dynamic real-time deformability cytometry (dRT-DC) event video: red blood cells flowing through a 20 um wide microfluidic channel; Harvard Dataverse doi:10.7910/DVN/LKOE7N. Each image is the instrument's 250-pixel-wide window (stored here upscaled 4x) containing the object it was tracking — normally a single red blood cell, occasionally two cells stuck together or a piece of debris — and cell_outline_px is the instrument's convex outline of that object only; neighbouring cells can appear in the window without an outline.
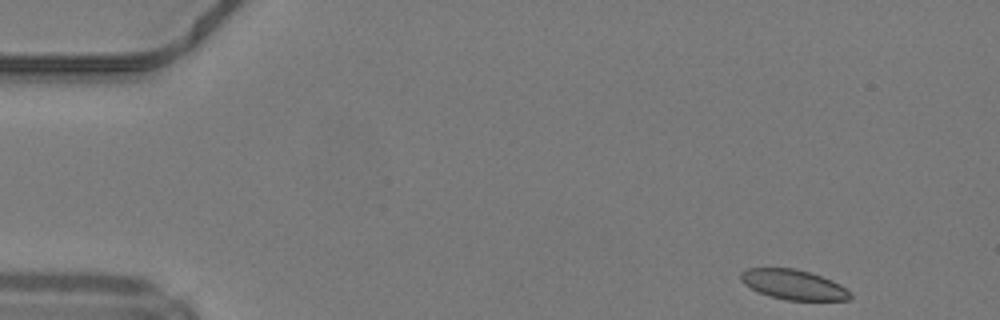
{"species": "common noctule bat (a hibernating species)", "species_latin": "Nyctalus noctula", "temperature_condition": "warm", "stored_images_in_passage": 45, "camera_frame_rate_fps": 3000, "um_per_image_px": 0.085, "animal": {"sex": "male", "body_mass_g": 19.2, "forearm_length_mm": 51.8}, "frame": {"image": 1, "passage_image": 1, "time_ms": 0.0, "image_size_px": [1000, 320], "cell_outline_px": [[852, 296], [848, 300], [788, 300], [772, 296], [760, 292], [744, 284], [740, 280], [740, 272], [748, 268], [796, 268], [812, 272], [832, 280], [840, 284]], "centroid_in_image_um": [67.44, 24.17], "position_along_channel_um": 17.6, "area_um2": 18.96}}
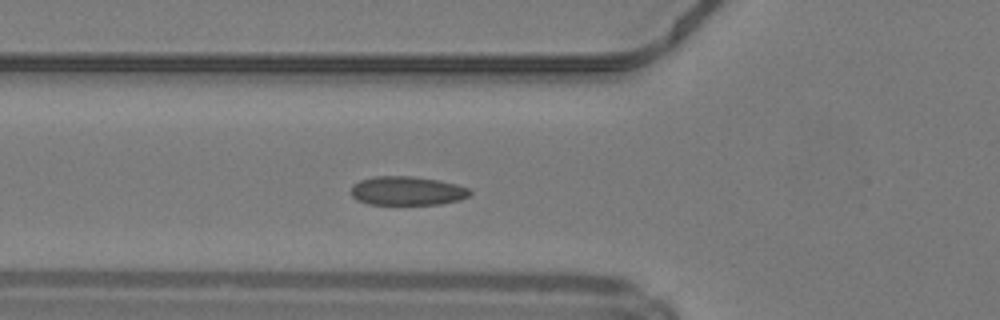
{"frame": {"image": 2, "passage_image": 14, "time_ms": 4.333, "image_size_px": [1000, 320], "cell_outline_px": [[472, 192], [468, 196], [460, 200], [440, 204], [368, 204], [356, 200], [348, 192], [352, 184], [360, 180], [372, 176], [412, 176], [440, 180], [456, 184], [468, 188]], "centroid_in_image_um": [34.56, 16.21], "position_along_channel_um": 91.2, "area_um2": 20.29}}
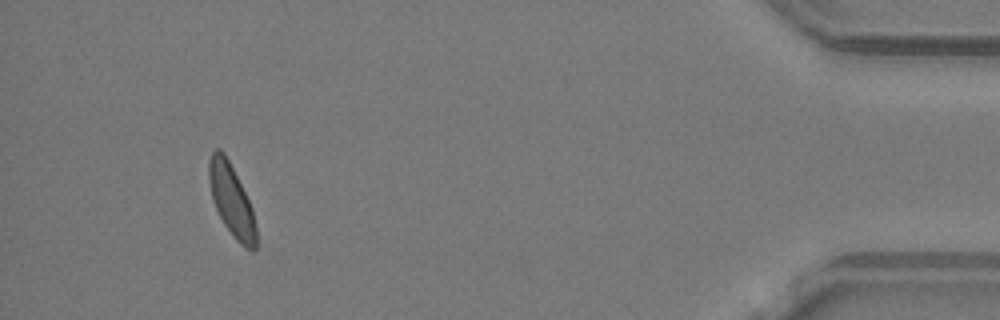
{"frame": {"image": 3, "passage_image": 42, "time_ms": 13.667, "image_size_px": [1000, 320], "cell_outline_px": [[256, 248], [252, 252], [244, 248], [232, 236], [224, 224], [212, 200], [208, 180], [208, 160], [212, 152], [216, 148], [220, 148], [224, 152], [252, 208], [256, 224]], "centroid_in_image_um": [19.66, 17.05], "position_along_channel_um": 415.5, "area_um2": 19.71}, "authors_computed_cell_mechanics": {"area_um2": 19.941, "velocity_mm_per_s": 4.211, "shape_relaxation_time_tau1_ms": 2.6302, "shape_relaxation_time_tau2_ms": 2.0135, "deformation_change_tau1": 0.0746, "deformation_change_tau2": 0.0924}}